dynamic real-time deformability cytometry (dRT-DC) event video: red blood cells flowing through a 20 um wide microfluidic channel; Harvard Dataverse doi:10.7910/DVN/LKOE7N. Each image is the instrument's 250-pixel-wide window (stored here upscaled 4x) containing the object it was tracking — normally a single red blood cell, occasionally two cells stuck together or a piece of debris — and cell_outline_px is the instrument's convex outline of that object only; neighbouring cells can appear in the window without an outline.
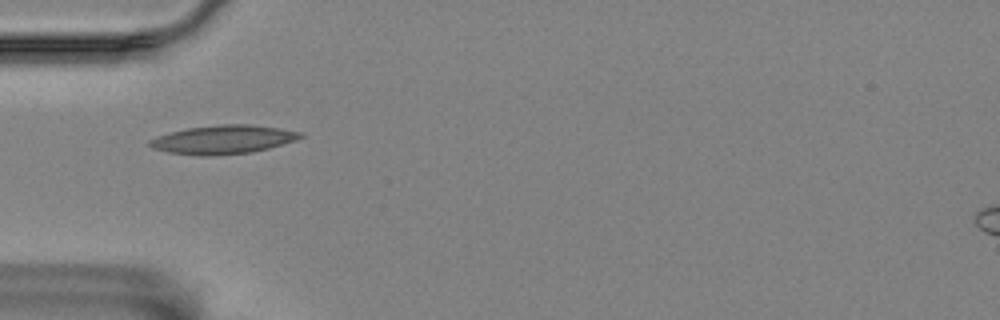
{"species": "Egyptian fruit bat (a non-hibernating species)", "species_latin": "Rousettus aegyptiacus", "temperature_condition": "room temperature", "stored_images_in_passage": 41, "camera_frame_rate_fps": 3000, "um_per_image_px": 0.085, "animal": {"sex": "female"}, "frame": {"image": 1, "passage_image": 2, "time_ms": 0.333, "image_size_px": [1000, 320], "cell_outline_px": [[304, 136], [296, 140], [268, 148], [252, 152], [212, 156], [196, 156], [168, 152], [152, 148], [148, 144], [148, 140], [156, 136], [188, 128], [220, 124], [252, 124], [280, 128], [304, 132]], "centroid_in_image_um": [18.97, 11.86], "position_along_channel_um": 66.0, "area_um2": 25.37}}
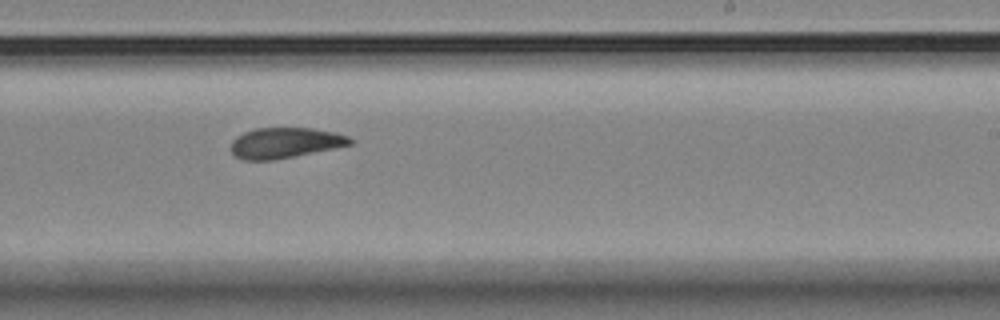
{"frame": {"image": 2, "passage_image": 19, "time_ms": 6.0, "image_size_px": [1000, 320], "cell_outline_px": [[352, 144], [276, 160], [240, 160], [228, 148], [232, 140], [236, 136], [244, 132], [256, 128], [312, 128], [336, 132], [348, 136], [352, 140]], "centroid_in_image_um": [24.17, 12.14], "position_along_channel_um": 264.8, "area_um2": 21.33}}
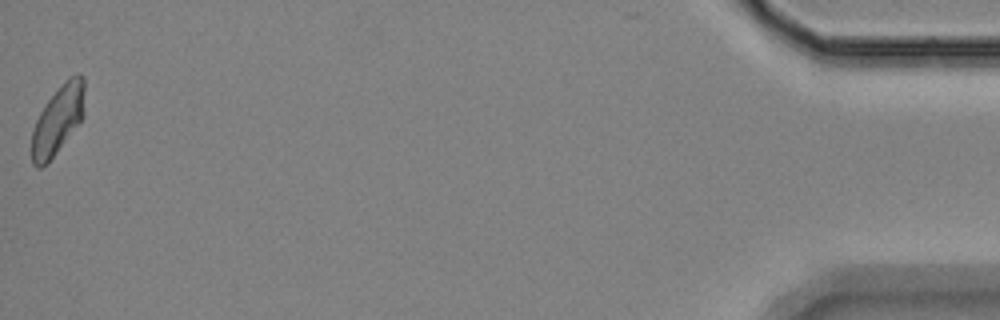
{"frame": {"image": 3, "passage_image": 41, "time_ms": 13.333, "image_size_px": [1000, 320], "cell_outline_px": [[84, 116], [48, 164], [40, 168], [36, 168], [32, 164], [32, 132], [36, 120], [40, 112], [48, 100], [64, 80], [68, 76], [76, 72], [80, 72], [84, 76]], "centroid_in_image_um": [4.93, 10.16], "position_along_channel_um": 430.3, "area_um2": 21.39}, "authors_computed_cell_mechanics": {"area_um2": 21.5594, "velocity_mm_per_s": 3.4999, "shape_relaxation_time_tau1_ms": null, "shape_relaxation_time_tau2_ms": 3.6669, "deformation_change_tau1": null, "deformation_change_tau2": 0.0899}}